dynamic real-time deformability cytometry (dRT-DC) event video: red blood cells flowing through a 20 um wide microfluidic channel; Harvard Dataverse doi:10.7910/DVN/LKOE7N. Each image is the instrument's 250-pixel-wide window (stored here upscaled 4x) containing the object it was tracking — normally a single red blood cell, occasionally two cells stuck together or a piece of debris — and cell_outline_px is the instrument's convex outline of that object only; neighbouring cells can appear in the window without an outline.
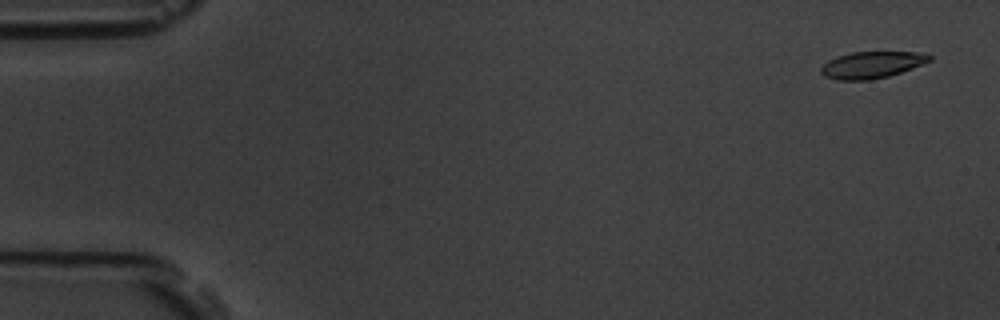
{"species": "common noctule bat (a hibernating species)", "species_latin": "Nyctalus noctula", "temperature_condition": "room temperature", "stored_images_in_passage": 5, "camera_frame_rate_fps": 3000, "um_per_image_px": 0.085, "animal": {"sex": "male", "body_mass_g": 19.5, "forearm_length_mm": 54.6}, "frame": {"image": 1, "passage_image": 1, "time_ms": 0.0, "image_size_px": [1000, 320], "cell_outline_px": [[932, 60], [912, 68], [888, 76], [868, 80], [836, 80], [824, 76], [820, 72], [820, 68], [828, 60], [836, 56], [852, 52], [916, 52], [932, 56]], "centroid_in_image_um": [74.06, 5.51], "position_along_channel_um": 10.9, "area_um2": 16.82}}
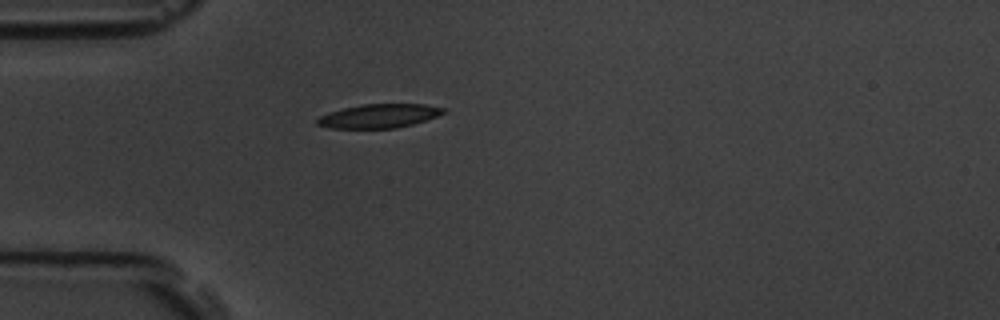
{"frame": {"image": 2, "passage_image": 5, "time_ms": 4.667, "image_size_px": [1000, 320], "cell_outline_px": [[444, 112], [436, 116], [412, 124], [396, 128], [328, 128], [316, 124], [316, 120], [320, 116], [328, 112], [344, 108], [364, 104], [424, 104], [444, 108]], "centroid_in_image_um": [32.16, 9.86], "position_along_channel_um": 52.8, "area_um2": 17.34}}